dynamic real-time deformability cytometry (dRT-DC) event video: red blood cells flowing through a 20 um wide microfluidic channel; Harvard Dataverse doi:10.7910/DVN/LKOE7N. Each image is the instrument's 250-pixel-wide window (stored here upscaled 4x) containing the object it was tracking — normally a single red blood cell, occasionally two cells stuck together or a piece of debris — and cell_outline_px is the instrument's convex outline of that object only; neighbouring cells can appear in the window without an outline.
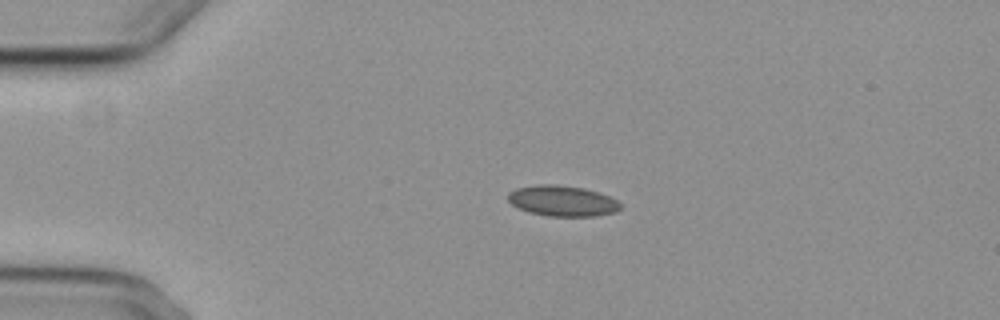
{"species": "common noctule bat (a hibernating species)", "species_latin": "Nyctalus noctula", "temperature_condition": "cold", "stored_images_in_passage": 2, "camera_frame_rate_fps": 3000, "um_per_image_px": 0.085, "animal": {"sex": "female", "body_mass_g": 29.2, "forearm_length_mm": 56.3}, "frame": {"image": 1, "passage_image": 1, "time_ms": 0.0, "image_size_px": [1000, 320], "cell_outline_px": [[620, 208], [616, 212], [596, 216], [548, 216], [528, 212], [512, 204], [508, 200], [508, 192], [516, 188], [536, 184], [556, 184], [584, 188], [600, 192], [616, 200], [620, 204]], "centroid_in_image_um": [47.79, 17.07], "position_along_channel_um": 37.2, "area_um2": 20.17}}